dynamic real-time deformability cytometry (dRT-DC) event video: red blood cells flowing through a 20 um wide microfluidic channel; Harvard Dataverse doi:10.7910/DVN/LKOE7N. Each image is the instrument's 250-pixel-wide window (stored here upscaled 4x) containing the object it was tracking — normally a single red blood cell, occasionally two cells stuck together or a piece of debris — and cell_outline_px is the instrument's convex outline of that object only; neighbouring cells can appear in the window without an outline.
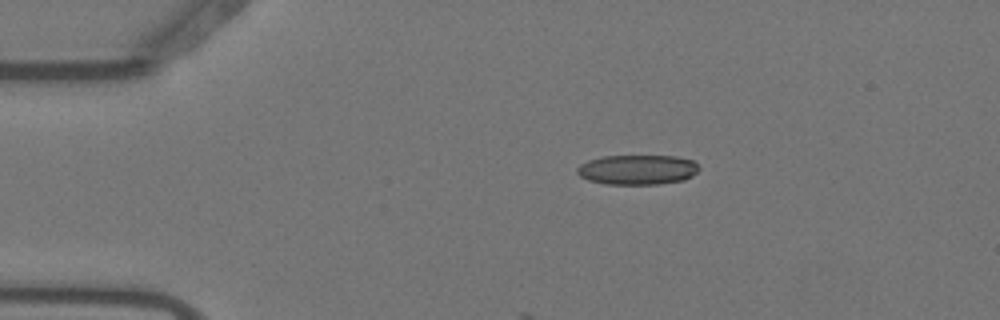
{"species": "Egyptian fruit bat (a non-hibernating species)", "species_latin": "Rousettus aegyptiacus", "temperature_condition": "warm", "stored_images_in_passage": 4, "camera_frame_rate_fps": 3000, "um_per_image_px": 0.085, "animal": {"sex": "female"}, "frame": {"image": 1, "passage_image": 3, "time_ms": 0.667, "image_size_px": [1000, 320], "cell_outline_px": [[700, 168], [692, 176], [684, 180], [656, 184], [604, 184], [588, 180], [580, 176], [576, 172], [576, 168], [580, 164], [588, 160], [604, 156], [676, 156], [692, 160]], "centroid_in_image_um": [54.16, 14.42], "position_along_channel_um": 30.8, "area_um2": 21.21}}